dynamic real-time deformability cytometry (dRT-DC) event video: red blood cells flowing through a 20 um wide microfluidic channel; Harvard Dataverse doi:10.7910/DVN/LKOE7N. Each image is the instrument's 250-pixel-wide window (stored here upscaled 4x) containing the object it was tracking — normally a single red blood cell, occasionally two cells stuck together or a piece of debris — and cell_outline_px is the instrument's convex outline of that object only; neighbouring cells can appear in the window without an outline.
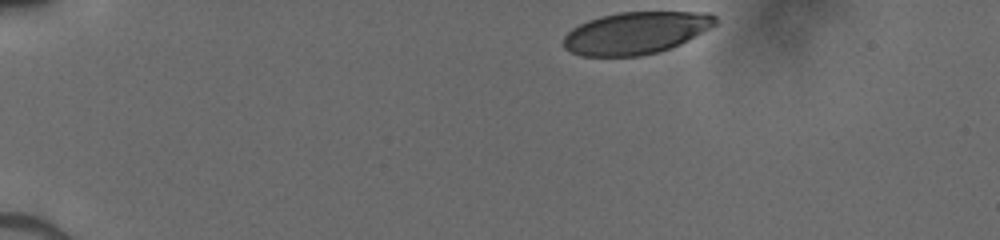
{"species": "human", "species_latin": "Homo sapiens", "temperature_condition": "cold", "stored_images_in_passage": 35, "camera_frame_rate_fps": 3000, "um_per_image_px": 0.085, "donor": {"sex": "male"}, "frame": {"image": 1, "passage_image": 1, "time_ms": 0.0, "image_size_px": [1000, 240], "cell_outline_px": [[716, 24], [688, 40], [680, 44], [660, 52], [640, 56], [580, 56], [564, 48], [564, 36], [572, 28], [588, 20], [600, 16], [620, 12], [708, 12], [716, 16]], "centroid_in_image_um": [54.04, 2.8], "position_along_channel_um": 31.0, "area_um2": 37.28}}
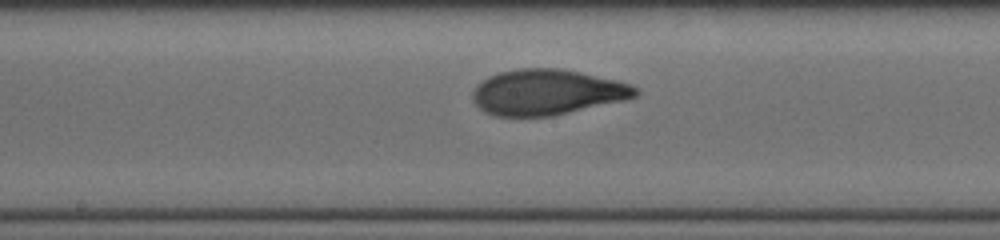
{"frame": {"image": 2, "passage_image": 20, "time_ms": 6.333, "image_size_px": [1000, 240], "cell_outline_px": [[640, 92], [636, 96], [624, 100], [552, 116], [496, 116], [484, 112], [472, 100], [472, 92], [476, 84], [488, 76], [500, 72], [516, 68], [560, 68], [580, 72], [616, 80], [628, 84], [636, 88]], "centroid_in_image_um": [46.45, 7.83], "position_along_channel_um": 201.7, "area_um2": 43.23}}
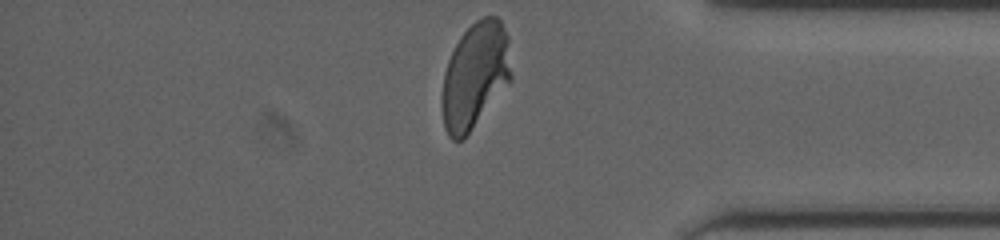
{"frame": {"image": 3, "passage_image": 35, "time_ms": 11.333, "image_size_px": [1000, 240], "cell_outline_px": [[512, 80], [464, 140], [452, 140], [448, 136], [444, 128], [440, 108], [440, 96], [444, 72], [448, 60], [460, 36], [476, 20], [484, 16], [496, 16], [500, 20], [508, 36], [512, 76]], "centroid_in_image_um": [40.36, 6.47], "position_along_channel_um": 394.8, "area_um2": 43.58}}